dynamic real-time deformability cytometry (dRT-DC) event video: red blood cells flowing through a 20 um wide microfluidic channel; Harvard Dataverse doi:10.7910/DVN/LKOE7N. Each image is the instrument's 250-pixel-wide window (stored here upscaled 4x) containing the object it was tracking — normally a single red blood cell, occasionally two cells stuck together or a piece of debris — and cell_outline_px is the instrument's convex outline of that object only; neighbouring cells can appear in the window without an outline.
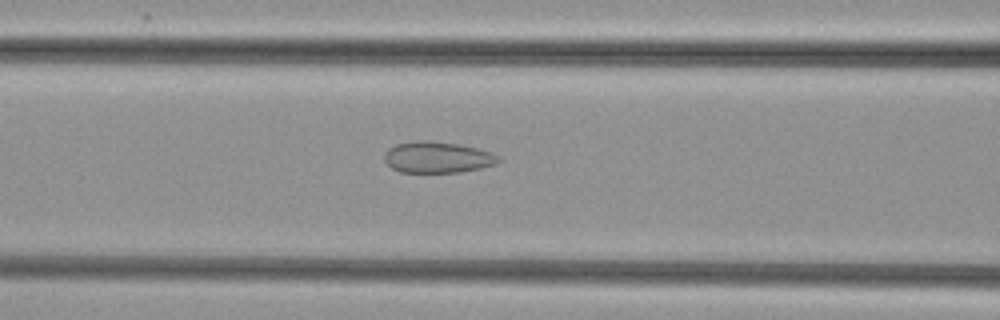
{"species": "common noctule bat (a hibernating species)", "species_latin": "Nyctalus noctula", "temperature_condition": "cold", "stored_images_in_passage": 52, "camera_frame_rate_fps": 3000, "um_per_image_px": 0.085, "animal": {"sex": "female", "body_mass_g": 29.2, "forearm_length_mm": 56.3}, "frame": {"image": 1, "passage_image": 22, "time_ms": 7.0, "image_size_px": [1000, 320], "cell_outline_px": [[504, 160], [496, 164], [480, 168], [460, 172], [400, 172], [392, 168], [384, 160], [384, 152], [388, 148], [396, 144], [420, 140], [428, 140], [460, 144], [492, 152]], "centroid_in_image_um": [37.2, 13.36], "position_along_channel_um": 129.4, "area_um2": 20.92}}
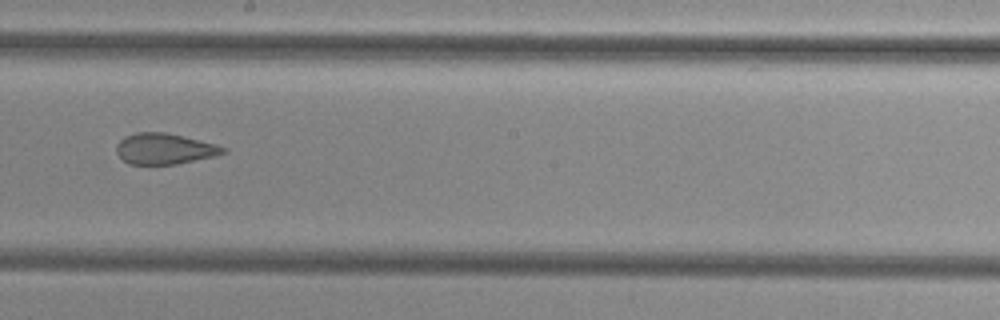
{"frame": {"image": 2, "passage_image": 30, "time_ms": 9.667, "image_size_px": [1000, 320], "cell_outline_px": [[228, 152], [212, 156], [176, 164], [128, 164], [116, 152], [116, 144], [124, 136], [136, 132], [164, 132], [216, 144], [228, 148]], "centroid_in_image_um": [13.96, 12.64], "position_along_channel_um": 234.2, "area_um2": 19.07}}
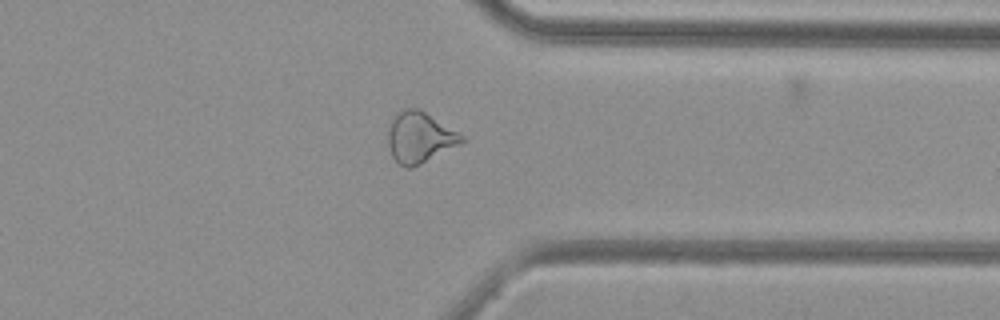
{"frame": {"image": 3, "passage_image": 41, "time_ms": 13.333, "image_size_px": [1000, 320], "cell_outline_px": [[468, 140], [412, 168], [408, 168], [400, 164], [392, 156], [388, 144], [388, 128], [392, 116], [404, 108], [420, 108], [464, 136]], "centroid_in_image_um": [35.66, 11.65], "position_along_channel_um": 375.7, "area_um2": 21.85}}